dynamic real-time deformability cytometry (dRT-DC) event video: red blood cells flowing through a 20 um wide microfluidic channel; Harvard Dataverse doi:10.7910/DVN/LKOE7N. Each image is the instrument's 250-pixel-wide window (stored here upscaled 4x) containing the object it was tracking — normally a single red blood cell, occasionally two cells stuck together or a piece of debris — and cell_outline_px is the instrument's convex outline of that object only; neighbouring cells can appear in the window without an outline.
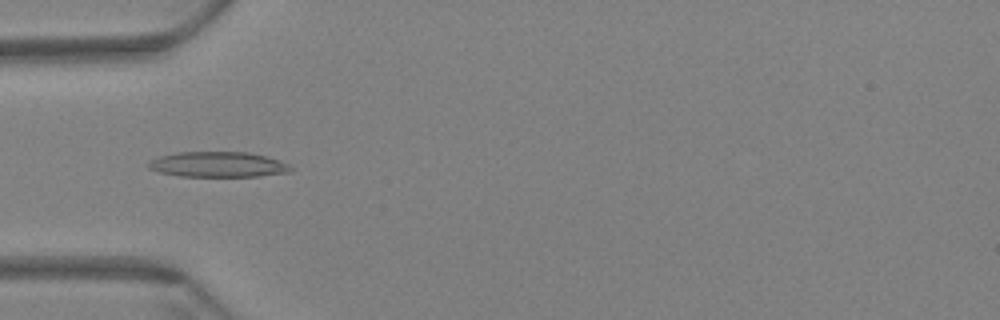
{"species": "Egyptian fruit bat (a non-hibernating species)", "species_latin": "Rousettus aegyptiacus", "temperature_condition": "warm", "stored_images_in_passage": 42, "camera_frame_rate_fps": 3000, "um_per_image_px": 0.085, "animal": {"sex": "female"}, "frame": {"image": 1, "passage_image": 2, "time_ms": 0.333, "image_size_px": [1000, 320], "cell_outline_px": [[292, 172], [260, 176], [180, 176], [160, 172], [148, 168], [148, 164], [152, 160], [160, 156], [176, 152], [248, 152], [264, 156], [288, 164], [292, 168]], "centroid_in_image_um": [18.53, 13.98], "position_along_channel_um": 66.5, "area_um2": 20.81}}
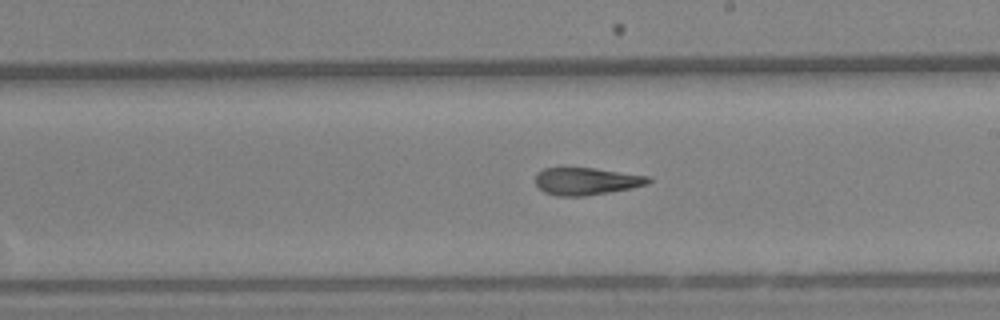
{"frame": {"image": 2, "passage_image": 17, "time_ms": 5.333, "image_size_px": [1000, 320], "cell_outline_px": [[652, 180], [648, 184], [632, 188], [584, 196], [556, 196], [544, 192], [536, 184], [536, 176], [544, 168], [596, 168], [648, 176]], "centroid_in_image_um": [49.86, 15.41], "position_along_channel_um": 239.1, "area_um2": 17.86}}
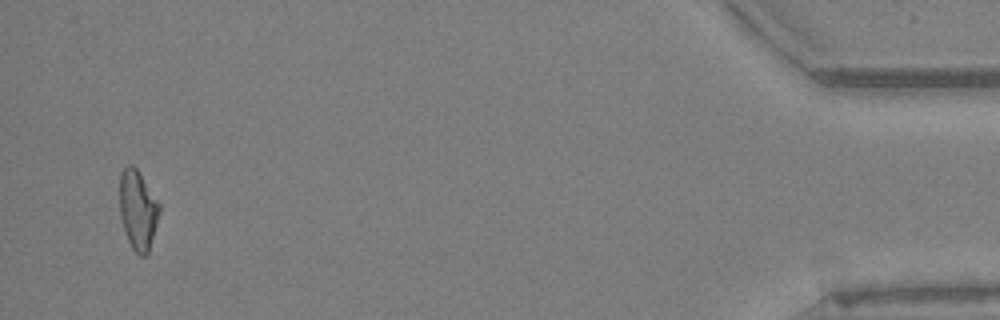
{"frame": {"image": 3, "passage_image": 40, "time_ms": 13.0, "image_size_px": [1000, 320], "cell_outline_px": [[160, 212], [148, 252], [144, 256], [140, 256], [132, 248], [128, 240], [120, 216], [120, 172], [128, 164], [132, 164], [136, 168], [160, 204]], "centroid_in_image_um": [11.71, 17.83], "position_along_channel_um": 423.5, "area_um2": 18.15}, "authors_computed_cell_mechanics": {"area_um2": 18.6405, "velocity_mm_per_s": 3.4756, "shape_relaxation_time_tau1_ms": null, "shape_relaxation_time_tau2_ms": 4.4585, "deformation_change_tau1": null, "deformation_change_tau2": 0.152}}